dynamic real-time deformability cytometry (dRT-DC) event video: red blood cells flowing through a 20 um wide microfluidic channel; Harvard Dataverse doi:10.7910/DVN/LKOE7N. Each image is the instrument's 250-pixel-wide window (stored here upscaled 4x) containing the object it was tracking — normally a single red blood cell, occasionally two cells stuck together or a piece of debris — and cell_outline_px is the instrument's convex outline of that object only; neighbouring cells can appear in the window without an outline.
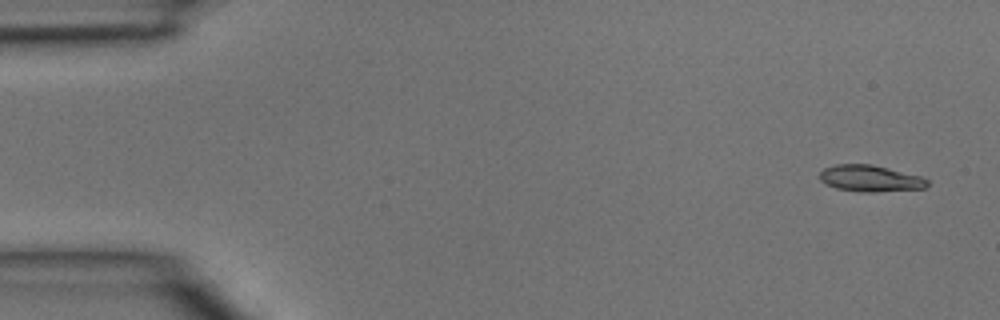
{"species": "common noctule bat (a hibernating species)", "species_latin": "Nyctalus noctula", "temperature_condition": "room temperature", "stored_images_in_passage": 4, "camera_frame_rate_fps": 3000, "um_per_image_px": 0.085, "animal": {"sex": "male", "body_mass_g": 15.6}, "frame": {"image": 1, "passage_image": 1, "time_ms": 0.0, "image_size_px": [1000, 320], "cell_outline_px": [[928, 184], [924, 188], [876, 192], [868, 192], [836, 188], [820, 180], [820, 172], [824, 168], [836, 164], [872, 164], [920, 176], [928, 180]], "centroid_in_image_um": [73.97, 15.16], "position_along_channel_um": 11.0, "area_um2": 16.36}}